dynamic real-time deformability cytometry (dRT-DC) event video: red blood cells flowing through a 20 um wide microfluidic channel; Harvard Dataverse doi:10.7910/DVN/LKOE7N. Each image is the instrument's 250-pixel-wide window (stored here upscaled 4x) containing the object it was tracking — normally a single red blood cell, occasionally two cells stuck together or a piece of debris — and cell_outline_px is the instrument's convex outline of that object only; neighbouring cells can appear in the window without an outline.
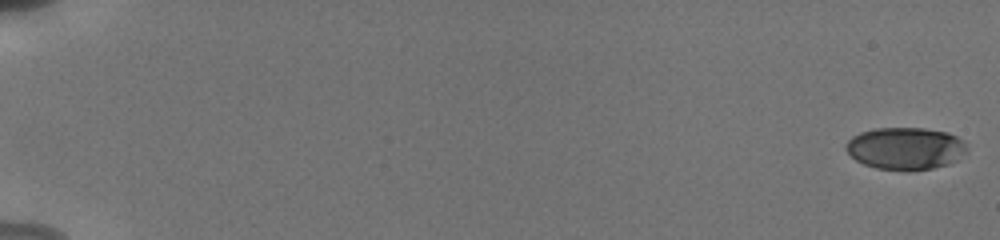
{"species": "human", "species_latin": "Homo sapiens", "temperature_condition": "cold", "stored_images_in_passage": 36, "camera_frame_rate_fps": 3000, "um_per_image_px": 0.085, "donor": {"sex": "male"}, "frame": {"image": 1, "passage_image": 1, "time_ms": 0.0, "image_size_px": [1000, 240], "cell_outline_px": [[968, 152], [956, 160], [948, 164], [932, 168], [876, 168], [864, 164], [856, 160], [844, 148], [844, 144], [852, 136], [860, 132], [876, 128], [924, 128], [948, 132], [956, 136], [968, 148]], "centroid_in_image_um": [76.95, 12.58], "position_along_channel_um": 8.1, "area_um2": 29.3}}
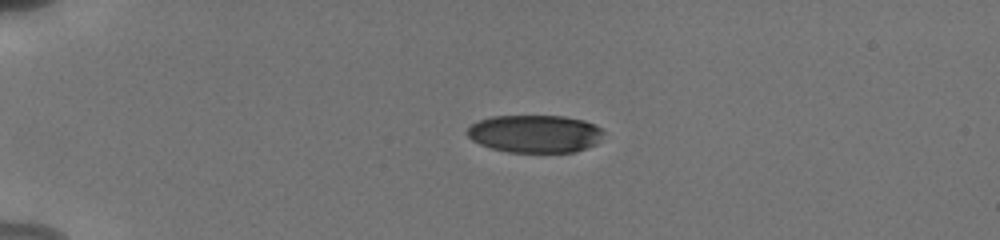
{"frame": {"image": 2, "passage_image": 26, "time_ms": 4.667, "image_size_px": [1000, 240], "cell_outline_px": [[604, 132], [596, 144], [572, 152], [508, 152], [492, 148], [480, 144], [472, 140], [468, 136], [468, 128], [472, 124], [480, 120], [492, 116], [564, 116], [584, 120], [600, 128]], "centroid_in_image_um": [45.46, 11.36], "position_along_channel_um": 39.5, "area_um2": 29.71}}